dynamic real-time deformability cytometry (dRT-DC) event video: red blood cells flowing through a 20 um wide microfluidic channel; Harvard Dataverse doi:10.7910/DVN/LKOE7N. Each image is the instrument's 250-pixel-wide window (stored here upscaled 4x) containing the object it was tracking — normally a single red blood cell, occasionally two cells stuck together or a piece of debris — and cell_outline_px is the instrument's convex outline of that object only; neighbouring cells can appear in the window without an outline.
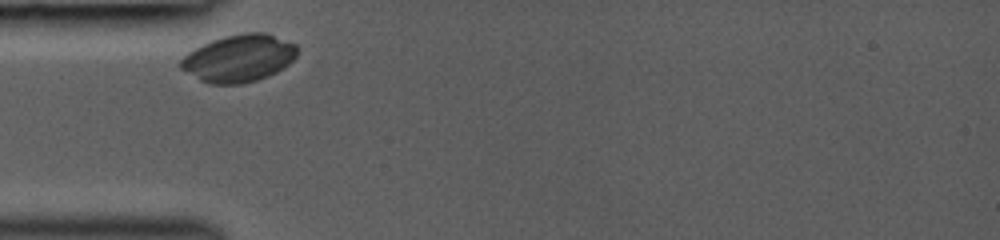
{"species": "common noctule bat (a hibernating species)", "species_latin": "Nyctalus noctula", "temperature_condition": "room temperature", "stored_images_in_passage": 14, "camera_frame_rate_fps": 3000, "um_per_image_px": 0.085, "animal": {"sex": "female", "body_mass_g": 19.0, "forearm_length_mm": 53.3}, "frame": {"image": 1, "passage_image": 1, "time_ms": 0.0, "image_size_px": [1000, 240], "cell_outline_px": [[296, 56], [284, 68], [268, 76], [256, 80], [240, 84], [208, 84], [200, 80], [180, 68], [180, 60], [188, 52], [212, 40], [224, 36], [244, 32], [264, 32], [296, 44]], "centroid_in_image_um": [20.3, 4.95], "position_along_channel_um": 64.7, "area_um2": 31.96}}
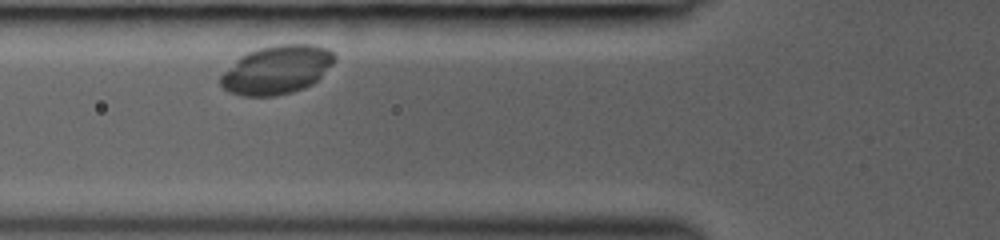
{"frame": {"image": 2, "passage_image": 3, "time_ms": 1.0, "image_size_px": [1000, 240], "cell_outline_px": [[336, 60], [312, 84], [304, 88], [292, 92], [276, 96], [244, 96], [228, 92], [220, 84], [220, 76], [240, 56], [248, 52], [260, 48], [276, 44], [312, 44], [328, 48], [336, 56]], "centroid_in_image_um": [23.53, 5.93], "position_along_channel_um": 102.3, "area_um2": 32.19}}
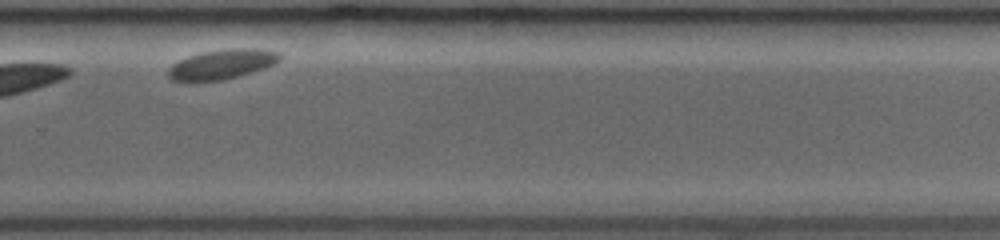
{"frame": {"image": 3, "passage_image": 11, "time_ms": 6.667, "image_size_px": [1000, 240], "cell_outline_px": [[280, 60], [264, 68], [224, 80], [172, 80], [168, 76], [168, 68], [172, 64], [188, 56], [204, 52], [228, 48], [256, 48], [280, 52]], "centroid_in_image_um": [18.88, 5.44], "position_along_channel_um": 310.9, "area_um2": 18.96}}